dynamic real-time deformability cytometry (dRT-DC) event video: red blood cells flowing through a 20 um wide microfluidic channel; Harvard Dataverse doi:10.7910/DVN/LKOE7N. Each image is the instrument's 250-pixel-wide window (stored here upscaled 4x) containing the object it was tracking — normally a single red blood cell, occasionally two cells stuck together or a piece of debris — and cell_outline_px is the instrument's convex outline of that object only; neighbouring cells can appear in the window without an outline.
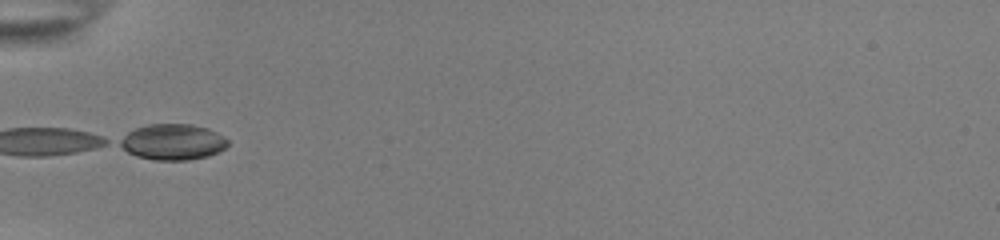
{"species": "common noctule bat (a hibernating species)", "species_latin": "Nyctalus noctula", "temperature_condition": "room temperature", "stored_images_in_passage": 6, "camera_frame_rate_fps": 3000, "um_per_image_px": 0.085, "animal": {"sex": "female", "body_mass_g": 22.0, "forearm_length_mm": 56.7}, "frame": {"image": 1, "passage_image": 1, "time_ms": 0.0, "image_size_px": [1000, 240], "cell_outline_px": [[228, 144], [220, 152], [208, 156], [188, 160], [156, 160], [136, 156], [128, 152], [116, 144], [116, 140], [128, 132], [136, 128], [148, 124], [192, 124], [208, 128], [224, 136], [228, 140]], "centroid_in_image_um": [14.66, 12.06], "position_along_channel_um": 70.3, "area_um2": 22.83}}